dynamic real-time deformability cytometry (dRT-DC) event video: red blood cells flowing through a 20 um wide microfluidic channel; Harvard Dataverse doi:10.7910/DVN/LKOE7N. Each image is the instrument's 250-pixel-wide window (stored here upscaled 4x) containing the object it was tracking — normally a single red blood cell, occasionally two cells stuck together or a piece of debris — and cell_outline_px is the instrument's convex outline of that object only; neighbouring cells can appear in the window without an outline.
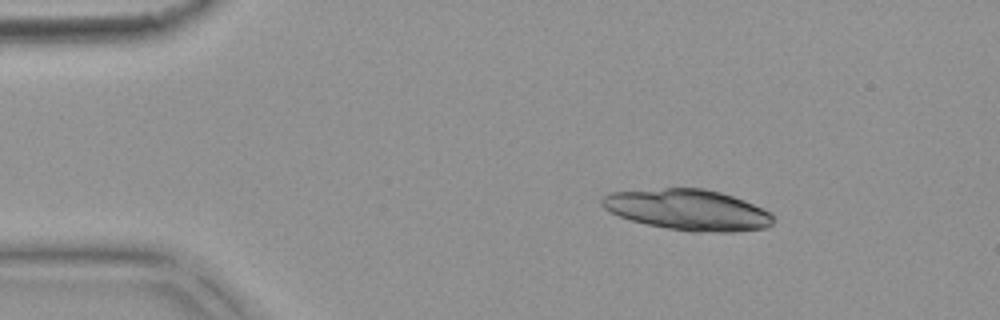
{"species": "common noctule bat (a hibernating species)", "species_latin": "Nyctalus noctula", "temperature_condition": "warm", "stored_images_in_passage": 4, "camera_frame_rate_fps": 3000, "um_per_image_px": 0.085, "animal": {"sex": "female", "body_mass_g": 18.4}, "frame": {"image": 1, "passage_image": 2, "time_ms": 0.333, "image_size_px": [1000, 320], "cell_outline_px": [[776, 216], [772, 224], [768, 228], [736, 232], [692, 232], [668, 228], [648, 224], [632, 220], [620, 216], [604, 208], [600, 204], [600, 200], [608, 192], [664, 188], [704, 188], [720, 192], [744, 200], [772, 212]], "centroid_in_image_um": [58.53, 17.84], "position_along_channel_um": 26.5, "area_um2": 41.04}}